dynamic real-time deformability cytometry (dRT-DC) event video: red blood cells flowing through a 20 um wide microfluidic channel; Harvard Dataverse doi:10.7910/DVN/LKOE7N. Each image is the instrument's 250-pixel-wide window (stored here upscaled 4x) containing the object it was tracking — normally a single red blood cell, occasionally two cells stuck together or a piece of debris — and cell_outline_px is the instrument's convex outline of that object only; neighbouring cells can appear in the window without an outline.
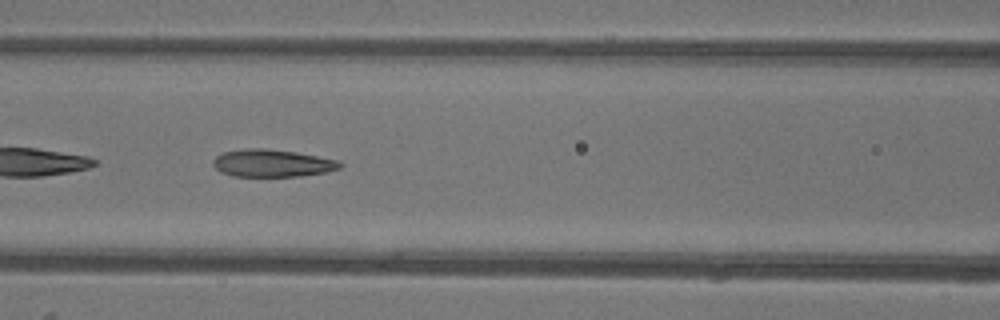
{"species": "common noctule bat (a hibernating species)", "species_latin": "Nyctalus noctula", "temperature_condition": "warm", "stored_images_in_passage": 49, "camera_frame_rate_fps": 3000, "um_per_image_px": 0.085, "animal": {"sex": "female"}, "frame": {"image": 1, "passage_image": 22, "time_ms": 7.0, "image_size_px": [1000, 320], "cell_outline_px": [[344, 164], [340, 168], [328, 172], [300, 176], [232, 176], [220, 172], [212, 164], [212, 160], [216, 156], [224, 152], [248, 148], [264, 148], [296, 152], [336, 160]], "centroid_in_image_um": [23.12, 13.87], "position_along_channel_um": 143.5, "area_um2": 20.29}}
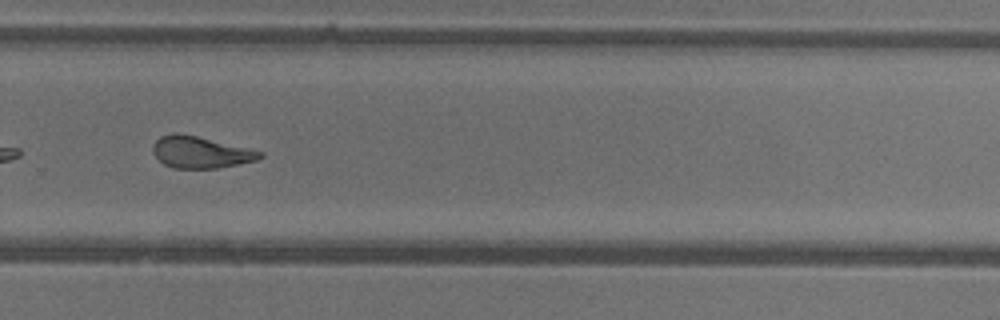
{"frame": {"image": 2, "passage_image": 35, "time_ms": 11.333, "image_size_px": [1000, 320], "cell_outline_px": [[264, 156], [256, 160], [216, 168], [172, 168], [164, 164], [152, 152], [152, 144], [160, 136], [172, 132], [180, 132], [248, 148], [264, 152]], "centroid_in_image_um": [17.0, 12.92], "position_along_channel_um": 312.8, "area_um2": 19.77}, "authors_computed_cell_mechanics": {"area_um2": 21.3282, "velocity_mm_per_s": 3.9203, "shape_relaxation_time_tau1_ms": 9.0166, "shape_relaxation_time_tau2_ms": 1.7887, "deformation_change_tau1": 0.2594, "deformation_change_tau2": 0.1052}}